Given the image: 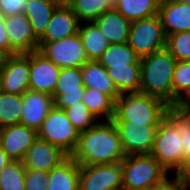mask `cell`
<instances>
[{
    "label": "cell",
    "mask_w": 190,
    "mask_h": 190,
    "mask_svg": "<svg viewBox=\"0 0 190 190\" xmlns=\"http://www.w3.org/2000/svg\"><path fill=\"white\" fill-rule=\"evenodd\" d=\"M125 156L114 122L100 120L79 133L77 146L70 157L79 165H95L118 163Z\"/></svg>",
    "instance_id": "6da1fadb"
},
{
    "label": "cell",
    "mask_w": 190,
    "mask_h": 190,
    "mask_svg": "<svg viewBox=\"0 0 190 190\" xmlns=\"http://www.w3.org/2000/svg\"><path fill=\"white\" fill-rule=\"evenodd\" d=\"M177 60L166 49L140 58L139 93L164 100L173 108V73Z\"/></svg>",
    "instance_id": "7a4b0ae2"
},
{
    "label": "cell",
    "mask_w": 190,
    "mask_h": 190,
    "mask_svg": "<svg viewBox=\"0 0 190 190\" xmlns=\"http://www.w3.org/2000/svg\"><path fill=\"white\" fill-rule=\"evenodd\" d=\"M173 108L164 100L142 93H123L115 101L113 122L161 124Z\"/></svg>",
    "instance_id": "3957f363"
},
{
    "label": "cell",
    "mask_w": 190,
    "mask_h": 190,
    "mask_svg": "<svg viewBox=\"0 0 190 190\" xmlns=\"http://www.w3.org/2000/svg\"><path fill=\"white\" fill-rule=\"evenodd\" d=\"M121 167L122 190H150L169 174L150 154L126 155Z\"/></svg>",
    "instance_id": "277c9868"
},
{
    "label": "cell",
    "mask_w": 190,
    "mask_h": 190,
    "mask_svg": "<svg viewBox=\"0 0 190 190\" xmlns=\"http://www.w3.org/2000/svg\"><path fill=\"white\" fill-rule=\"evenodd\" d=\"M179 126L167 116L156 129L155 140L150 155L169 173H177L183 167L186 157L182 150Z\"/></svg>",
    "instance_id": "5b68a950"
},
{
    "label": "cell",
    "mask_w": 190,
    "mask_h": 190,
    "mask_svg": "<svg viewBox=\"0 0 190 190\" xmlns=\"http://www.w3.org/2000/svg\"><path fill=\"white\" fill-rule=\"evenodd\" d=\"M79 133L64 110L53 106L38 130V138L60 148L70 157L77 146Z\"/></svg>",
    "instance_id": "8992f818"
},
{
    "label": "cell",
    "mask_w": 190,
    "mask_h": 190,
    "mask_svg": "<svg viewBox=\"0 0 190 190\" xmlns=\"http://www.w3.org/2000/svg\"><path fill=\"white\" fill-rule=\"evenodd\" d=\"M166 34L159 15L131 22L128 45L140 57L166 47Z\"/></svg>",
    "instance_id": "52a82bcc"
},
{
    "label": "cell",
    "mask_w": 190,
    "mask_h": 190,
    "mask_svg": "<svg viewBox=\"0 0 190 190\" xmlns=\"http://www.w3.org/2000/svg\"><path fill=\"white\" fill-rule=\"evenodd\" d=\"M38 51L60 69L81 67L88 61L79 34L52 42H38Z\"/></svg>",
    "instance_id": "ba28073f"
},
{
    "label": "cell",
    "mask_w": 190,
    "mask_h": 190,
    "mask_svg": "<svg viewBox=\"0 0 190 190\" xmlns=\"http://www.w3.org/2000/svg\"><path fill=\"white\" fill-rule=\"evenodd\" d=\"M79 190H122L121 162L79 165Z\"/></svg>",
    "instance_id": "9c48e42d"
},
{
    "label": "cell",
    "mask_w": 190,
    "mask_h": 190,
    "mask_svg": "<svg viewBox=\"0 0 190 190\" xmlns=\"http://www.w3.org/2000/svg\"><path fill=\"white\" fill-rule=\"evenodd\" d=\"M125 155H148L151 153L156 129L160 124H132L114 122Z\"/></svg>",
    "instance_id": "30bf717a"
},
{
    "label": "cell",
    "mask_w": 190,
    "mask_h": 190,
    "mask_svg": "<svg viewBox=\"0 0 190 190\" xmlns=\"http://www.w3.org/2000/svg\"><path fill=\"white\" fill-rule=\"evenodd\" d=\"M30 53L15 54L2 59L1 90L23 95L29 90Z\"/></svg>",
    "instance_id": "8fae6325"
},
{
    "label": "cell",
    "mask_w": 190,
    "mask_h": 190,
    "mask_svg": "<svg viewBox=\"0 0 190 190\" xmlns=\"http://www.w3.org/2000/svg\"><path fill=\"white\" fill-rule=\"evenodd\" d=\"M5 30L10 41V56L38 50L39 39L25 13L4 17Z\"/></svg>",
    "instance_id": "7c38bea8"
},
{
    "label": "cell",
    "mask_w": 190,
    "mask_h": 190,
    "mask_svg": "<svg viewBox=\"0 0 190 190\" xmlns=\"http://www.w3.org/2000/svg\"><path fill=\"white\" fill-rule=\"evenodd\" d=\"M85 88L81 67L60 69L58 82L53 92L54 106L65 109L82 101Z\"/></svg>",
    "instance_id": "4fadbf2b"
},
{
    "label": "cell",
    "mask_w": 190,
    "mask_h": 190,
    "mask_svg": "<svg viewBox=\"0 0 190 190\" xmlns=\"http://www.w3.org/2000/svg\"><path fill=\"white\" fill-rule=\"evenodd\" d=\"M60 68L38 50L30 53L29 90L53 96Z\"/></svg>",
    "instance_id": "5bb4252c"
},
{
    "label": "cell",
    "mask_w": 190,
    "mask_h": 190,
    "mask_svg": "<svg viewBox=\"0 0 190 190\" xmlns=\"http://www.w3.org/2000/svg\"><path fill=\"white\" fill-rule=\"evenodd\" d=\"M38 139V131L16 124L0 128V147L12 159L22 162L26 152Z\"/></svg>",
    "instance_id": "9a60e30c"
},
{
    "label": "cell",
    "mask_w": 190,
    "mask_h": 190,
    "mask_svg": "<svg viewBox=\"0 0 190 190\" xmlns=\"http://www.w3.org/2000/svg\"><path fill=\"white\" fill-rule=\"evenodd\" d=\"M68 157L60 148L38 138L26 152L22 162L26 169L50 172Z\"/></svg>",
    "instance_id": "2e32d148"
},
{
    "label": "cell",
    "mask_w": 190,
    "mask_h": 190,
    "mask_svg": "<svg viewBox=\"0 0 190 190\" xmlns=\"http://www.w3.org/2000/svg\"><path fill=\"white\" fill-rule=\"evenodd\" d=\"M54 106L52 95L28 90L23 94L20 124L39 130L49 111Z\"/></svg>",
    "instance_id": "e0dca14e"
},
{
    "label": "cell",
    "mask_w": 190,
    "mask_h": 190,
    "mask_svg": "<svg viewBox=\"0 0 190 190\" xmlns=\"http://www.w3.org/2000/svg\"><path fill=\"white\" fill-rule=\"evenodd\" d=\"M80 21L71 8L61 3L52 14L45 33L39 42H52L78 34Z\"/></svg>",
    "instance_id": "ac0fdd59"
},
{
    "label": "cell",
    "mask_w": 190,
    "mask_h": 190,
    "mask_svg": "<svg viewBox=\"0 0 190 190\" xmlns=\"http://www.w3.org/2000/svg\"><path fill=\"white\" fill-rule=\"evenodd\" d=\"M158 15L166 36L190 31V4L180 0H162Z\"/></svg>",
    "instance_id": "d6986e66"
},
{
    "label": "cell",
    "mask_w": 190,
    "mask_h": 190,
    "mask_svg": "<svg viewBox=\"0 0 190 190\" xmlns=\"http://www.w3.org/2000/svg\"><path fill=\"white\" fill-rule=\"evenodd\" d=\"M93 23L98 27L109 44L128 42L131 22L114 8L105 11Z\"/></svg>",
    "instance_id": "ffe728a7"
},
{
    "label": "cell",
    "mask_w": 190,
    "mask_h": 190,
    "mask_svg": "<svg viewBox=\"0 0 190 190\" xmlns=\"http://www.w3.org/2000/svg\"><path fill=\"white\" fill-rule=\"evenodd\" d=\"M85 87L95 88L108 95L114 102L120 96L107 70L96 60H88L81 66Z\"/></svg>",
    "instance_id": "44dd1931"
},
{
    "label": "cell",
    "mask_w": 190,
    "mask_h": 190,
    "mask_svg": "<svg viewBox=\"0 0 190 190\" xmlns=\"http://www.w3.org/2000/svg\"><path fill=\"white\" fill-rule=\"evenodd\" d=\"M79 164L68 157L49 172L46 190H79Z\"/></svg>",
    "instance_id": "7402d4cb"
},
{
    "label": "cell",
    "mask_w": 190,
    "mask_h": 190,
    "mask_svg": "<svg viewBox=\"0 0 190 190\" xmlns=\"http://www.w3.org/2000/svg\"><path fill=\"white\" fill-rule=\"evenodd\" d=\"M56 0H28L25 15L32 25L35 36L39 39L46 31L55 9L60 5Z\"/></svg>",
    "instance_id": "603a6c76"
},
{
    "label": "cell",
    "mask_w": 190,
    "mask_h": 190,
    "mask_svg": "<svg viewBox=\"0 0 190 190\" xmlns=\"http://www.w3.org/2000/svg\"><path fill=\"white\" fill-rule=\"evenodd\" d=\"M88 60H96L108 48L109 43L93 22H82L78 32Z\"/></svg>",
    "instance_id": "cb8c5ba5"
},
{
    "label": "cell",
    "mask_w": 190,
    "mask_h": 190,
    "mask_svg": "<svg viewBox=\"0 0 190 190\" xmlns=\"http://www.w3.org/2000/svg\"><path fill=\"white\" fill-rule=\"evenodd\" d=\"M160 0H116L113 8L130 22L158 14Z\"/></svg>",
    "instance_id": "d4e9b609"
},
{
    "label": "cell",
    "mask_w": 190,
    "mask_h": 190,
    "mask_svg": "<svg viewBox=\"0 0 190 190\" xmlns=\"http://www.w3.org/2000/svg\"><path fill=\"white\" fill-rule=\"evenodd\" d=\"M120 94L139 93L141 86L140 64H129L127 67L106 68Z\"/></svg>",
    "instance_id": "484cf974"
},
{
    "label": "cell",
    "mask_w": 190,
    "mask_h": 190,
    "mask_svg": "<svg viewBox=\"0 0 190 190\" xmlns=\"http://www.w3.org/2000/svg\"><path fill=\"white\" fill-rule=\"evenodd\" d=\"M98 62L106 69L107 67L120 68L129 64H140V57L128 45L109 44L108 48L98 59Z\"/></svg>",
    "instance_id": "4316f807"
},
{
    "label": "cell",
    "mask_w": 190,
    "mask_h": 190,
    "mask_svg": "<svg viewBox=\"0 0 190 190\" xmlns=\"http://www.w3.org/2000/svg\"><path fill=\"white\" fill-rule=\"evenodd\" d=\"M172 84L173 109L190 102V61H177Z\"/></svg>",
    "instance_id": "83f0119b"
},
{
    "label": "cell",
    "mask_w": 190,
    "mask_h": 190,
    "mask_svg": "<svg viewBox=\"0 0 190 190\" xmlns=\"http://www.w3.org/2000/svg\"><path fill=\"white\" fill-rule=\"evenodd\" d=\"M82 101L99 120L113 119L115 102L108 95L95 88L86 87Z\"/></svg>",
    "instance_id": "f1b7e54d"
},
{
    "label": "cell",
    "mask_w": 190,
    "mask_h": 190,
    "mask_svg": "<svg viewBox=\"0 0 190 190\" xmlns=\"http://www.w3.org/2000/svg\"><path fill=\"white\" fill-rule=\"evenodd\" d=\"M23 108V95L1 91L0 128L20 124Z\"/></svg>",
    "instance_id": "f546056e"
},
{
    "label": "cell",
    "mask_w": 190,
    "mask_h": 190,
    "mask_svg": "<svg viewBox=\"0 0 190 190\" xmlns=\"http://www.w3.org/2000/svg\"><path fill=\"white\" fill-rule=\"evenodd\" d=\"M67 5L81 23L93 22L105 11L113 8L107 0H70Z\"/></svg>",
    "instance_id": "4dcf8cb0"
},
{
    "label": "cell",
    "mask_w": 190,
    "mask_h": 190,
    "mask_svg": "<svg viewBox=\"0 0 190 190\" xmlns=\"http://www.w3.org/2000/svg\"><path fill=\"white\" fill-rule=\"evenodd\" d=\"M26 168L23 162L12 161L0 172V190H25Z\"/></svg>",
    "instance_id": "1f68e13d"
},
{
    "label": "cell",
    "mask_w": 190,
    "mask_h": 190,
    "mask_svg": "<svg viewBox=\"0 0 190 190\" xmlns=\"http://www.w3.org/2000/svg\"><path fill=\"white\" fill-rule=\"evenodd\" d=\"M72 125L79 131H86L100 120L88 109L83 101L63 109Z\"/></svg>",
    "instance_id": "d6a6232c"
},
{
    "label": "cell",
    "mask_w": 190,
    "mask_h": 190,
    "mask_svg": "<svg viewBox=\"0 0 190 190\" xmlns=\"http://www.w3.org/2000/svg\"><path fill=\"white\" fill-rule=\"evenodd\" d=\"M165 48L177 61H190V31L167 35Z\"/></svg>",
    "instance_id": "836d02e7"
},
{
    "label": "cell",
    "mask_w": 190,
    "mask_h": 190,
    "mask_svg": "<svg viewBox=\"0 0 190 190\" xmlns=\"http://www.w3.org/2000/svg\"><path fill=\"white\" fill-rule=\"evenodd\" d=\"M168 116L179 126V137H181L184 156H190V120L178 109L174 108Z\"/></svg>",
    "instance_id": "e575fe53"
},
{
    "label": "cell",
    "mask_w": 190,
    "mask_h": 190,
    "mask_svg": "<svg viewBox=\"0 0 190 190\" xmlns=\"http://www.w3.org/2000/svg\"><path fill=\"white\" fill-rule=\"evenodd\" d=\"M49 172L26 169L25 190H46Z\"/></svg>",
    "instance_id": "d590c367"
},
{
    "label": "cell",
    "mask_w": 190,
    "mask_h": 190,
    "mask_svg": "<svg viewBox=\"0 0 190 190\" xmlns=\"http://www.w3.org/2000/svg\"><path fill=\"white\" fill-rule=\"evenodd\" d=\"M28 0H0V14L3 17L24 13Z\"/></svg>",
    "instance_id": "8d00e7d4"
},
{
    "label": "cell",
    "mask_w": 190,
    "mask_h": 190,
    "mask_svg": "<svg viewBox=\"0 0 190 190\" xmlns=\"http://www.w3.org/2000/svg\"><path fill=\"white\" fill-rule=\"evenodd\" d=\"M189 188L190 186L175 174L173 179L168 175L162 182L156 184L150 190H188Z\"/></svg>",
    "instance_id": "74e56055"
},
{
    "label": "cell",
    "mask_w": 190,
    "mask_h": 190,
    "mask_svg": "<svg viewBox=\"0 0 190 190\" xmlns=\"http://www.w3.org/2000/svg\"><path fill=\"white\" fill-rule=\"evenodd\" d=\"M0 56L6 58L10 56V41L5 30L4 17L0 14Z\"/></svg>",
    "instance_id": "f35d334b"
},
{
    "label": "cell",
    "mask_w": 190,
    "mask_h": 190,
    "mask_svg": "<svg viewBox=\"0 0 190 190\" xmlns=\"http://www.w3.org/2000/svg\"><path fill=\"white\" fill-rule=\"evenodd\" d=\"M177 175L190 186V156L186 158L185 163Z\"/></svg>",
    "instance_id": "ab89813d"
},
{
    "label": "cell",
    "mask_w": 190,
    "mask_h": 190,
    "mask_svg": "<svg viewBox=\"0 0 190 190\" xmlns=\"http://www.w3.org/2000/svg\"><path fill=\"white\" fill-rule=\"evenodd\" d=\"M11 162H12V159L0 147V172L4 166H7Z\"/></svg>",
    "instance_id": "60d3db41"
},
{
    "label": "cell",
    "mask_w": 190,
    "mask_h": 190,
    "mask_svg": "<svg viewBox=\"0 0 190 190\" xmlns=\"http://www.w3.org/2000/svg\"><path fill=\"white\" fill-rule=\"evenodd\" d=\"M190 120V102L178 108Z\"/></svg>",
    "instance_id": "b9f144b4"
},
{
    "label": "cell",
    "mask_w": 190,
    "mask_h": 190,
    "mask_svg": "<svg viewBox=\"0 0 190 190\" xmlns=\"http://www.w3.org/2000/svg\"><path fill=\"white\" fill-rule=\"evenodd\" d=\"M108 3L113 7L116 3V0H107Z\"/></svg>",
    "instance_id": "7bdbcfd3"
},
{
    "label": "cell",
    "mask_w": 190,
    "mask_h": 190,
    "mask_svg": "<svg viewBox=\"0 0 190 190\" xmlns=\"http://www.w3.org/2000/svg\"><path fill=\"white\" fill-rule=\"evenodd\" d=\"M56 1H58L59 3L67 4L70 0H56Z\"/></svg>",
    "instance_id": "ee69618b"
},
{
    "label": "cell",
    "mask_w": 190,
    "mask_h": 190,
    "mask_svg": "<svg viewBox=\"0 0 190 190\" xmlns=\"http://www.w3.org/2000/svg\"><path fill=\"white\" fill-rule=\"evenodd\" d=\"M180 1H182V2H184V3L190 4V0H180Z\"/></svg>",
    "instance_id": "f6af8a7d"
},
{
    "label": "cell",
    "mask_w": 190,
    "mask_h": 190,
    "mask_svg": "<svg viewBox=\"0 0 190 190\" xmlns=\"http://www.w3.org/2000/svg\"><path fill=\"white\" fill-rule=\"evenodd\" d=\"M2 59H3V58L0 56V66H1Z\"/></svg>",
    "instance_id": "bcb514c9"
}]
</instances>
